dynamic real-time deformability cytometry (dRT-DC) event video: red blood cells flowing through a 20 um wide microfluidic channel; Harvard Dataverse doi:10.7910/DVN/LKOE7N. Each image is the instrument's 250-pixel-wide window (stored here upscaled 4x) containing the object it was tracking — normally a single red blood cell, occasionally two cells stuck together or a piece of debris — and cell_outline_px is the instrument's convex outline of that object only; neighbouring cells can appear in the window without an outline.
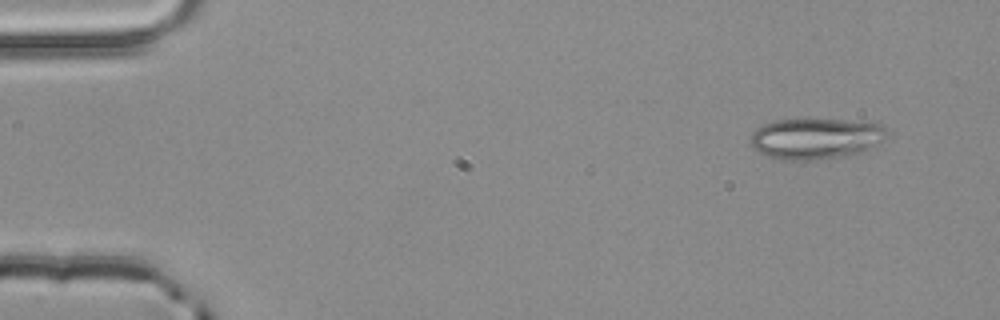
{"species": "common noctule bat (a hibernating species)", "species_latin": "Nyctalus noctula", "temperature_condition": "room temperature", "stored_images_in_passage": 4, "segment_of_instrument_passage": [1, 2], "camera_frame_rate_fps": 3000, "um_per_image_px": 0.085, "animal": {"sex": "male", "body_mass_g": 20.4}, "frame": {"image": 1, "passage_image": 1, "time_ms": 0.0, "image_size_px": [1000, 320], "cell_outline_px": [[888, 132], [884, 140], [860, 152], [840, 156], [812, 160], [780, 160], [768, 156], [752, 148], [748, 136], [756, 128], [764, 124], [776, 120], [800, 116], [808, 116], [884, 124]], "centroid_in_image_um": [69.28, 11.71], "position_along_channel_um": 15.7, "area_um2": 33.58}}